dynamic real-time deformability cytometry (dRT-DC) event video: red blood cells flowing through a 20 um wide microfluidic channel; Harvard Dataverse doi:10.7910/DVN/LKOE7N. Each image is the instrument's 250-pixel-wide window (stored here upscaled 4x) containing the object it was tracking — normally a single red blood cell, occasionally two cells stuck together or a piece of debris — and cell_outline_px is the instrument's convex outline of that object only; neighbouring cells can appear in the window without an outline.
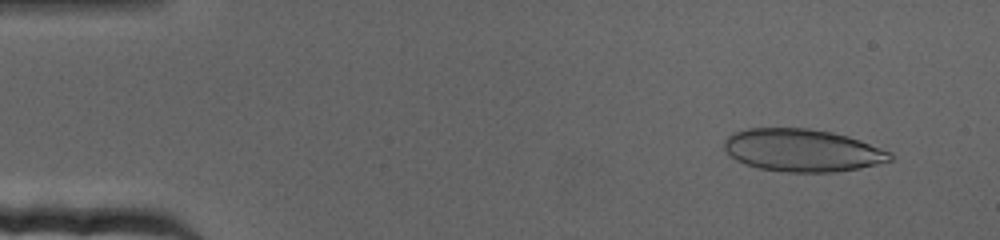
{"species": "human", "species_latin": "Homo sapiens", "temperature_condition": "cold", "stored_images_in_passage": 69, "camera_frame_rate_fps": 3000, "um_per_image_px": 0.085, "donor": {"sex": "female"}, "frame": {"image": 1, "passage_image": 5, "time_ms": 1.333, "image_size_px": [1000, 240], "cell_outline_px": [[892, 160], [860, 168], [836, 172], [788, 172], [760, 168], [744, 164], [736, 160], [724, 148], [724, 140], [732, 132], [748, 128], [808, 128], [832, 132], [848, 136], [860, 140], [892, 152]], "centroid_in_image_um": [68.2, 12.77], "position_along_channel_um": 16.8, "area_um2": 41.21}}
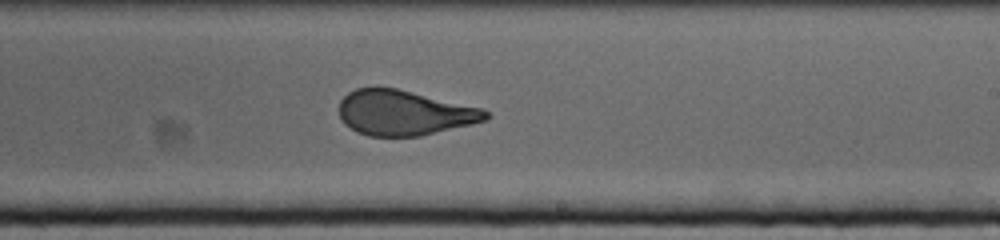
{"frame": {"image": 2, "passage_image": 41, "time_ms": 13.333, "image_size_px": [1000, 240], "cell_outline_px": [[488, 116], [484, 120], [472, 124], [420, 136], [368, 136], [356, 132], [344, 124], [340, 120], [340, 100], [348, 92], [356, 88], [376, 84], [396, 88], [484, 108], [488, 112]], "centroid_in_image_um": [34.3, 9.56], "position_along_channel_um": 254.7, "area_um2": 39.07}}
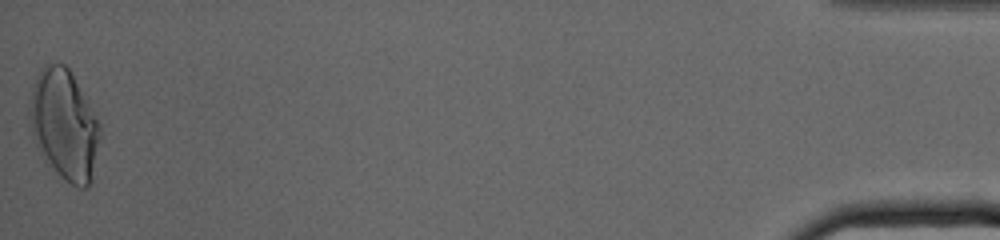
{"frame": {"image": 3, "passage_image": 69, "time_ms": 22.667, "image_size_px": [1000, 240], "cell_outline_px": [[100, 136], [92, 184], [88, 188], [80, 188], [64, 180], [44, 160], [36, 144], [32, 132], [28, 116], [28, 104], [32, 88], [36, 76], [40, 68], [44, 64], [64, 64], [68, 68], [88, 100], [100, 124]], "centroid_in_image_um": [5.46, 10.62], "position_along_channel_um": 429.7, "area_um2": 45.55}}